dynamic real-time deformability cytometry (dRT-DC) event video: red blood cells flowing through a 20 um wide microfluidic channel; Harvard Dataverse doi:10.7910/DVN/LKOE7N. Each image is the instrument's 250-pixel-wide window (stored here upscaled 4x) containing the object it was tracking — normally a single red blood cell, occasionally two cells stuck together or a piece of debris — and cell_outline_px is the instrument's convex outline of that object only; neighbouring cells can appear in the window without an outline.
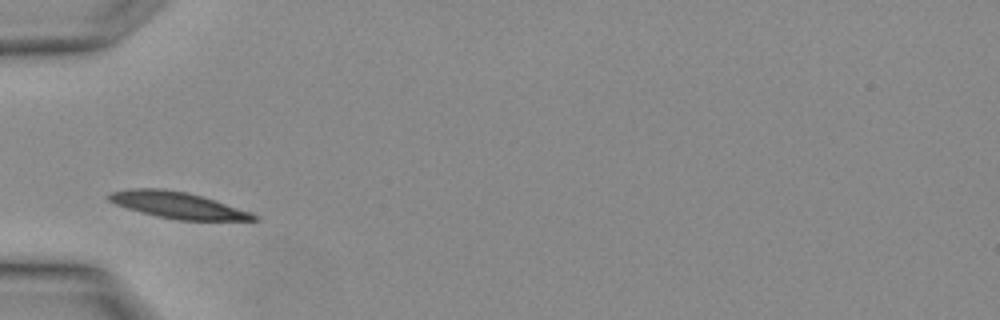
{"species": "Egyptian fruit bat (a non-hibernating species)", "species_latin": "Rousettus aegyptiacus", "temperature_condition": "warm", "stored_images_in_passage": 1, "camera_frame_rate_fps": 3000, "um_per_image_px": 0.085, "animal": {"sex": "female"}, "frame": {"image": 1, "passage_image": 1, "time_ms": 0.0, "image_size_px": [1000, 320], "cell_outline_px": [[260, 220], [176, 220], [156, 216], [140, 212], [116, 204], [108, 200], [104, 196], [108, 192], [132, 188], [160, 188], [184, 192], [200, 196], [248, 212], [256, 216]], "centroid_in_image_um": [14.97, 17.43], "position_along_channel_um": 70.0, "area_um2": 21.85}}